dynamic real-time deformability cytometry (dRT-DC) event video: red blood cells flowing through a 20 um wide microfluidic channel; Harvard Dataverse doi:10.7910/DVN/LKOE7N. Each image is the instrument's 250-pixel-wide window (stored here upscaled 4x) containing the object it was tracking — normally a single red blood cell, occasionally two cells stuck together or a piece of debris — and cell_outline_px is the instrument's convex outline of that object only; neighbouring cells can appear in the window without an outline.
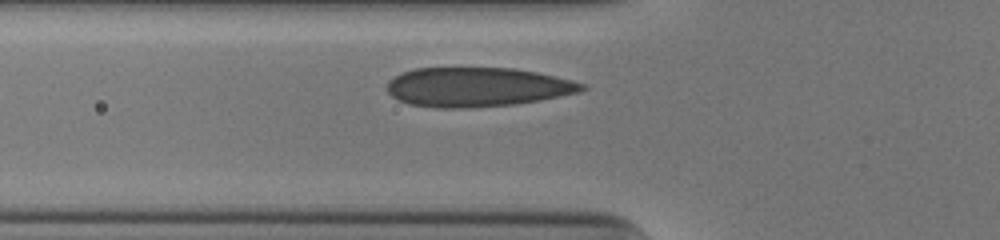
{"species": "human", "species_latin": "Homo sapiens", "temperature_condition": "cold", "stored_images_in_passage": 35, "camera_frame_rate_fps": 3000, "um_per_image_px": 0.085, "donor": {"sex": "male"}, "frame": {"image": 1, "passage_image": 5, "time_ms": 1.333, "image_size_px": [1000, 240], "cell_outline_px": [[588, 88], [580, 92], [540, 100], [512, 104], [468, 108], [436, 108], [408, 104], [392, 96], [388, 92], [388, 80], [404, 72], [416, 68], [512, 68], [536, 72], [572, 80], [584, 84]], "centroid_in_image_um": [40.57, 7.4], "position_along_channel_um": 85.2, "area_um2": 44.45}}
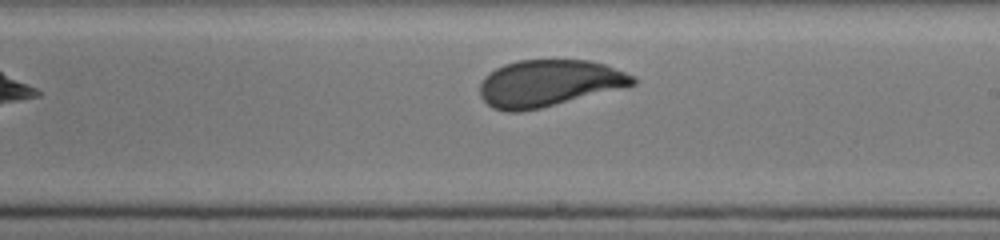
{"frame": {"image": 2, "passage_image": 17, "time_ms": 5.333, "image_size_px": [1000, 240], "cell_outline_px": [[636, 84], [540, 108], [520, 112], [508, 112], [492, 108], [480, 96], [480, 84], [484, 76], [496, 68], [504, 64], [516, 60], [588, 60], [604, 64], [624, 72], [632, 76], [636, 80]], "centroid_in_image_um": [46.59, 7.07], "position_along_channel_um": 242.4, "area_um2": 41.27}}
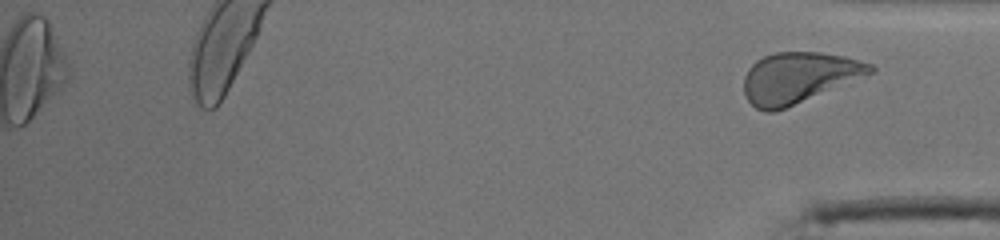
{"frame": {"image": 3, "passage_image": 35, "time_ms": 11.333, "image_size_px": [1000, 240], "cell_outline_px": [[876, 68], [872, 72], [784, 108], [772, 112], [764, 112], [756, 108], [748, 100], [744, 92], [744, 76], [748, 68], [756, 60], [764, 56], [776, 52], [820, 52], [844, 56], [872, 64]], "centroid_in_image_um": [67.82, 6.58], "position_along_channel_um": 367.4, "area_um2": 36.65}, "authors_computed_cell_mechanics": {"area_um2": 41.8472, "velocity_mm_per_s": 3.9298, "shape_relaxation_time_tau1_ms": 3.6899, "shape_relaxation_time_tau2_ms": null, "deformation_change_tau1": 0.1577, "deformation_change_tau2": null}}